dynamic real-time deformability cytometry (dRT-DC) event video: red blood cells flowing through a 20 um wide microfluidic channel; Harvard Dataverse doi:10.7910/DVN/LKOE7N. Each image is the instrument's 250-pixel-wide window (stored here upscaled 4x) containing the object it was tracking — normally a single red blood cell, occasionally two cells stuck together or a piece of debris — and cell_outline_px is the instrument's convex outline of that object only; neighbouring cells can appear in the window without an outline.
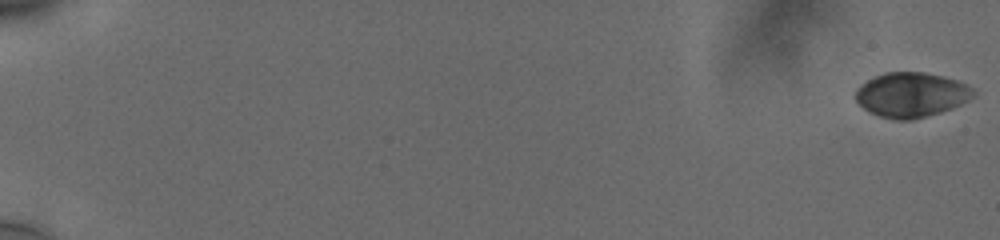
{"species": "human", "species_latin": "Homo sapiens", "temperature_condition": "cold", "stored_images_in_passage": 58, "camera_frame_rate_fps": 3000, "um_per_image_px": 0.085, "donor": {"sex": "male"}, "frame": {"image": 1, "passage_image": 1, "time_ms": 0.0, "image_size_px": [1000, 240], "cell_outline_px": [[976, 96], [952, 108], [940, 112], [912, 120], [896, 120], [880, 116], [868, 112], [856, 100], [856, 88], [860, 84], [884, 72], [924, 72], [956, 80], [972, 88], [976, 92]], "centroid_in_image_um": [77.45, 8.06], "position_along_channel_um": 7.6, "area_um2": 30.58}}
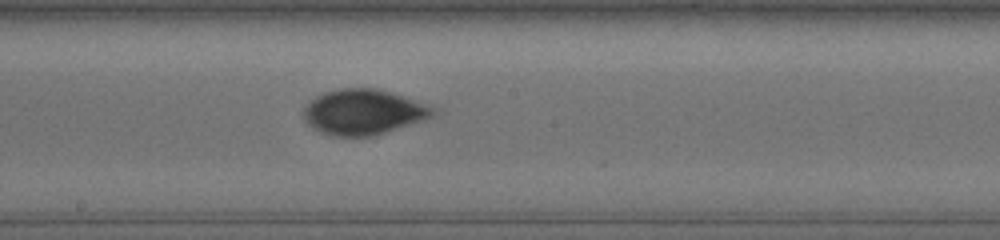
{"frame": {"image": 2, "passage_image": 35, "time_ms": 11.333, "image_size_px": [1000, 240], "cell_outline_px": [[436, 112], [432, 116], [424, 120], [372, 136], [332, 136], [320, 132], [312, 128], [304, 120], [304, 108], [316, 96], [324, 92], [340, 88], [376, 88], [436, 108]], "centroid_in_image_um": [30.85, 9.53], "position_along_channel_um": 217.4, "area_um2": 33.76}}
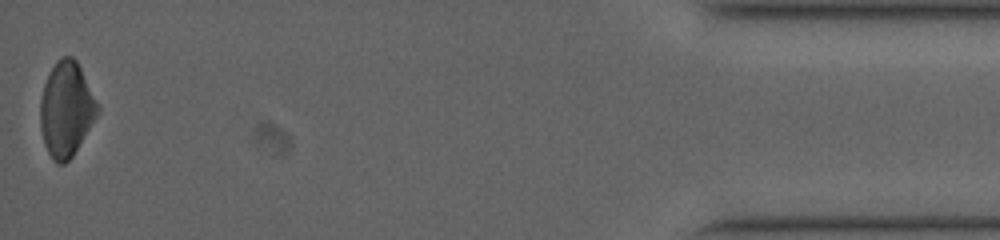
{"frame": {"image": 3, "passage_image": 58, "time_ms": 19.0, "image_size_px": [1000, 240], "cell_outline_px": [[100, 112], [72, 156], [64, 164], [56, 164], [52, 160], [44, 144], [40, 128], [40, 100], [44, 84], [56, 60], [60, 56], [72, 56], [76, 60], [100, 108]], "centroid_in_image_um": [5.62, 9.3], "position_along_channel_um": 429.6, "area_um2": 31.56}, "authors_computed_cell_mechanics": {"area_um2": 32.2813, "velocity_mm_per_s": 3.7747, "shape_relaxation_time_tau1_ms": 4.3882, "shape_relaxation_time_tau2_ms": 1.1258, "deformation_change_tau1": 0.1347, "deformation_change_tau2": 0.0418}}